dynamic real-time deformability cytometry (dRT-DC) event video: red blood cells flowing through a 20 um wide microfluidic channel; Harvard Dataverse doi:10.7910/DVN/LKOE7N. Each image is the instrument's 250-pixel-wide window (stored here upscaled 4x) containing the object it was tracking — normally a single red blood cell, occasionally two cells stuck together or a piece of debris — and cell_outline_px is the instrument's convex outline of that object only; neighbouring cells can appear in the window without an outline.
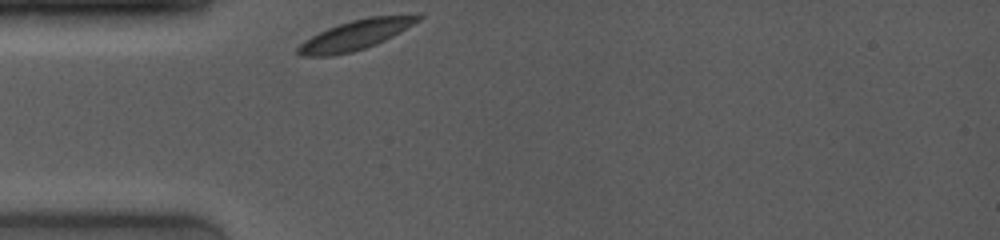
{"species": "common noctule bat (a hibernating species)", "species_latin": "Nyctalus noctula", "temperature_condition": "room temperature", "stored_images_in_passage": 32, "camera_frame_rate_fps": 4000, "um_per_image_px": 0.085, "animal": {"sex": "female", "body_mass_g": 19.0, "forearm_length_mm": 53.3}, "frame": {"image": 1, "passage_image": 1, "time_ms": 0.0, "image_size_px": [1000, 240], "cell_outline_px": [[424, 16], [420, 20], [392, 36], [376, 44], [352, 52], [332, 56], [300, 56], [296, 52], [296, 48], [304, 40], [328, 28], [352, 20], [368, 16], [420, 12]], "centroid_in_image_um": [30.29, 2.93], "position_along_channel_um": 54.7, "area_um2": 21.1}}
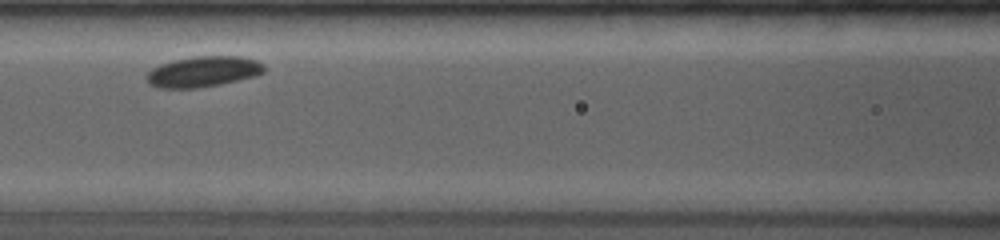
{"frame": {"image": 2, "passage_image": 9, "time_ms": 2.75, "image_size_px": [1000, 240], "cell_outline_px": [[264, 72], [252, 76], [220, 84], [196, 88], [160, 88], [148, 84], [144, 76], [152, 68], [160, 64], [172, 60], [196, 56], [244, 56], [256, 60], [264, 64]], "centroid_in_image_um": [17.22, 6.08], "position_along_channel_um": 149.4, "area_um2": 21.04}}
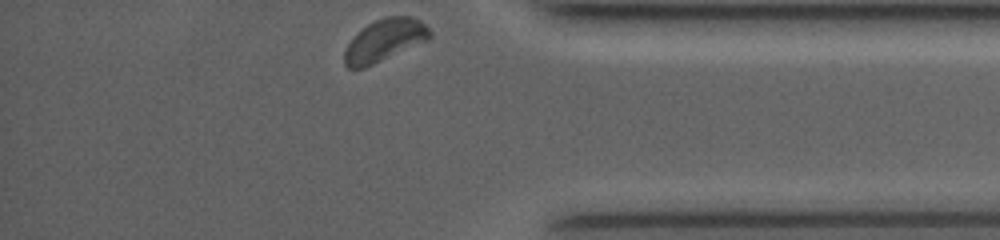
{"frame": {"image": 3, "passage_image": 32, "time_ms": 9.75, "image_size_px": [1000, 240], "cell_outline_px": [[432, 36], [428, 40], [364, 68], [348, 68], [344, 64], [344, 52], [348, 44], [368, 24], [376, 20], [388, 16], [412, 16], [420, 20], [432, 32]], "centroid_in_image_um": [32.72, 3.43], "position_along_channel_um": 402.5, "area_um2": 20.63}, "authors_computed_cell_mechanics": {"area_um2": 21.097, "velocity_mm_per_s": 3.6825, "shape_relaxation_time_tau1_ms": 0.8666, "shape_relaxation_time_tau2_ms": null, "deformation_change_tau1": 0.0458, "deformation_change_tau2": null}}